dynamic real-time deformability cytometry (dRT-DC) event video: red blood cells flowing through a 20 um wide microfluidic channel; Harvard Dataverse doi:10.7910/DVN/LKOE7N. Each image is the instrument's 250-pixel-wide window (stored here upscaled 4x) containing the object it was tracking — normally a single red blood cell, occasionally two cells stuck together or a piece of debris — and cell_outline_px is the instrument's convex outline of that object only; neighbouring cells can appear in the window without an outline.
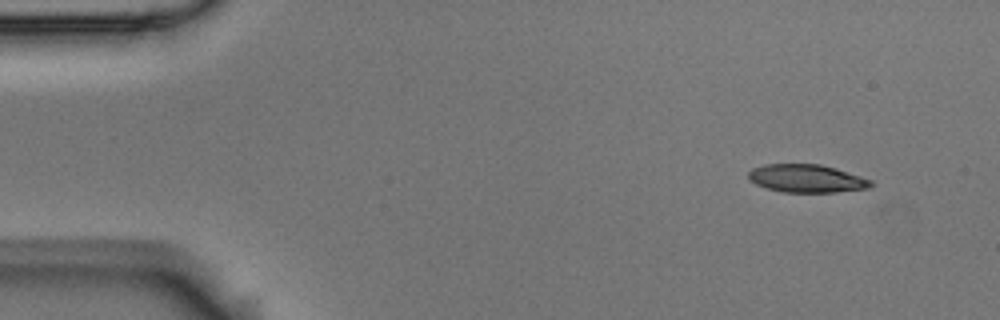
{"species": "Egyptian fruit bat (a non-hibernating species)", "species_latin": "Rousettus aegyptiacus", "temperature_condition": "room temperature", "stored_images_in_passage": 5, "segment_of_instrument_passage": [1, 2], "camera_frame_rate_fps": 3000, "um_per_image_px": 0.085, "animal": {"sex": "male"}, "frame": {"image": 1, "passage_image": 1, "time_ms": 0.0, "image_size_px": [1000, 320], "cell_outline_px": [[876, 184], [872, 188], [836, 192], [784, 192], [768, 188], [756, 184], [748, 180], [748, 172], [752, 168], [764, 164], [820, 164], [836, 168], [872, 180]], "centroid_in_image_um": [68.6, 15.17], "position_along_channel_um": 16.4, "area_um2": 20.17}}